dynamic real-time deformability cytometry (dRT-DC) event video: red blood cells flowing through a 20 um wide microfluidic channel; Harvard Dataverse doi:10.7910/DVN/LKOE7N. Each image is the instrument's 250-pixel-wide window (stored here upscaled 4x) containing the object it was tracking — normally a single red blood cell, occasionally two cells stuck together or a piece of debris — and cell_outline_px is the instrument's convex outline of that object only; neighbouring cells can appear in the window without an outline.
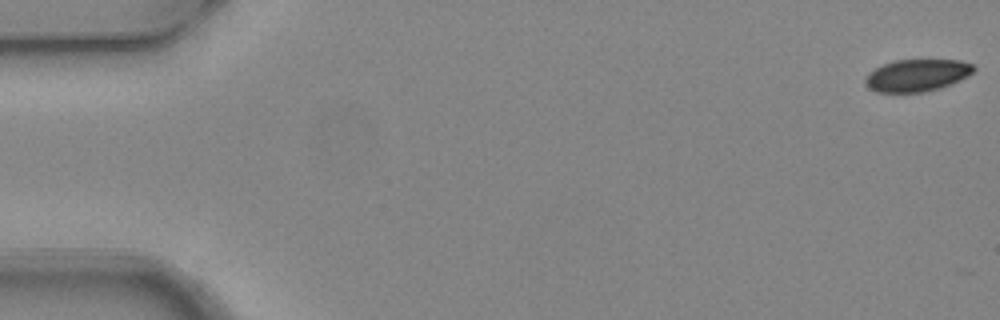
{"species": "common noctule bat (a hibernating species)", "species_latin": "Nyctalus noctula", "temperature_condition": "warm", "stored_images_in_passage": 4, "camera_frame_rate_fps": 3000, "um_per_image_px": 0.085, "animal": {"sex": "female", "body_mass_g": 24.6, "forearm_length_mm": 56.2}, "frame": {"image": 1, "passage_image": 1, "time_ms": 0.0, "image_size_px": [1000, 320], "cell_outline_px": [[976, 68], [968, 76], [960, 80], [940, 88], [924, 92], [876, 92], [864, 80], [876, 68], [884, 64], [896, 60], [960, 60], [972, 64]], "centroid_in_image_um": [78.01, 6.4], "position_along_channel_um": 7.0, "area_um2": 19.94}}
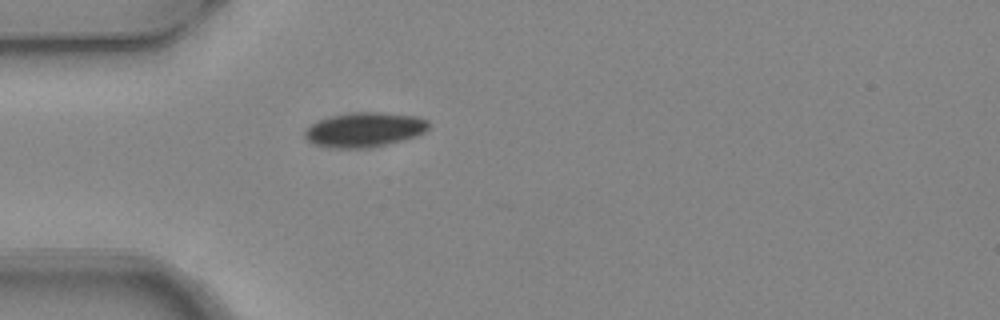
{"frame": {"image": 2, "passage_image": 4, "time_ms": 1.0, "image_size_px": [1000, 320], "cell_outline_px": [[428, 128], [424, 132], [416, 136], [388, 144], [368, 148], [332, 148], [316, 144], [308, 140], [304, 136], [304, 132], [312, 124], [320, 120], [332, 116], [352, 112], [384, 112], [416, 116], [428, 120]], "centroid_in_image_um": [31.01, 11.02], "position_along_channel_um": 54.0, "area_um2": 24.85}}